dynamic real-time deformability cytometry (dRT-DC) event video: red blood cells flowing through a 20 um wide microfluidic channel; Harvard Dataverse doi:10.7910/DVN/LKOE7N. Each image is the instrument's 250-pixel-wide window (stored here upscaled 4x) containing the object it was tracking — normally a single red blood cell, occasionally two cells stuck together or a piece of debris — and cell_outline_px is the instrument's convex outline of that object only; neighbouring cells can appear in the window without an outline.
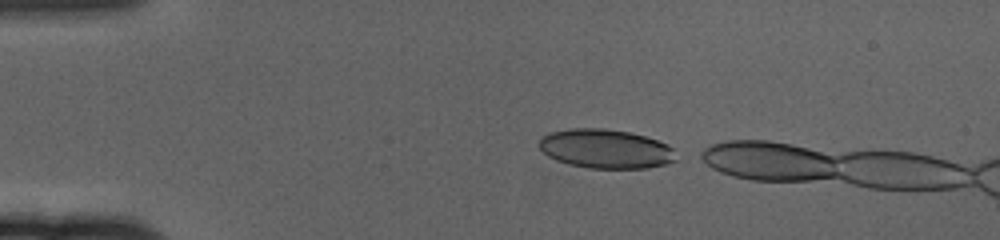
{"species": "human", "species_latin": "Homo sapiens", "temperature_condition": "cold", "stored_images_in_passage": 8, "camera_frame_rate_fps": 3000, "um_per_image_px": 0.085, "donor": {"sex": "female"}, "frame": {"image": 1, "passage_image": 1, "time_ms": 0.0, "image_size_px": [1000, 240], "cell_outline_px": [[680, 160], [648, 168], [588, 168], [568, 164], [556, 160], [548, 156], [536, 144], [540, 136], [552, 132], [568, 128], [604, 128], [632, 132], [668, 144], [672, 148]], "centroid_in_image_um": [51.47, 12.64], "position_along_channel_um": 33.5, "area_um2": 31.62}}